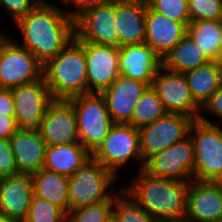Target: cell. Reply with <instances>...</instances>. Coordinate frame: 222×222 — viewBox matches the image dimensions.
<instances>
[{
  "instance_id": "e0dca14e",
  "label": "cell",
  "mask_w": 222,
  "mask_h": 222,
  "mask_svg": "<svg viewBox=\"0 0 222 222\" xmlns=\"http://www.w3.org/2000/svg\"><path fill=\"white\" fill-rule=\"evenodd\" d=\"M148 87L149 85L147 83L119 75L118 78L102 92L106 101L107 110L114 123L127 124L131 120L135 105Z\"/></svg>"
},
{
  "instance_id": "8fae6325",
  "label": "cell",
  "mask_w": 222,
  "mask_h": 222,
  "mask_svg": "<svg viewBox=\"0 0 222 222\" xmlns=\"http://www.w3.org/2000/svg\"><path fill=\"white\" fill-rule=\"evenodd\" d=\"M77 41L120 47L115 19V1L90 8L74 19Z\"/></svg>"
},
{
  "instance_id": "5b68a950",
  "label": "cell",
  "mask_w": 222,
  "mask_h": 222,
  "mask_svg": "<svg viewBox=\"0 0 222 222\" xmlns=\"http://www.w3.org/2000/svg\"><path fill=\"white\" fill-rule=\"evenodd\" d=\"M189 135L194 144L193 180L222 182V125L201 113Z\"/></svg>"
},
{
  "instance_id": "ab89813d",
  "label": "cell",
  "mask_w": 222,
  "mask_h": 222,
  "mask_svg": "<svg viewBox=\"0 0 222 222\" xmlns=\"http://www.w3.org/2000/svg\"><path fill=\"white\" fill-rule=\"evenodd\" d=\"M155 222H189L185 217L178 219H159Z\"/></svg>"
},
{
  "instance_id": "836d02e7",
  "label": "cell",
  "mask_w": 222,
  "mask_h": 222,
  "mask_svg": "<svg viewBox=\"0 0 222 222\" xmlns=\"http://www.w3.org/2000/svg\"><path fill=\"white\" fill-rule=\"evenodd\" d=\"M45 0H0V13H8L15 24L20 18L40 6Z\"/></svg>"
},
{
  "instance_id": "ee69618b",
  "label": "cell",
  "mask_w": 222,
  "mask_h": 222,
  "mask_svg": "<svg viewBox=\"0 0 222 222\" xmlns=\"http://www.w3.org/2000/svg\"><path fill=\"white\" fill-rule=\"evenodd\" d=\"M220 62H222V33L220 37Z\"/></svg>"
},
{
  "instance_id": "cb8c5ba5",
  "label": "cell",
  "mask_w": 222,
  "mask_h": 222,
  "mask_svg": "<svg viewBox=\"0 0 222 222\" xmlns=\"http://www.w3.org/2000/svg\"><path fill=\"white\" fill-rule=\"evenodd\" d=\"M184 75L195 102L202 108L222 85V62L210 60Z\"/></svg>"
},
{
  "instance_id": "f35d334b",
  "label": "cell",
  "mask_w": 222,
  "mask_h": 222,
  "mask_svg": "<svg viewBox=\"0 0 222 222\" xmlns=\"http://www.w3.org/2000/svg\"><path fill=\"white\" fill-rule=\"evenodd\" d=\"M17 130L15 118L0 115V138L10 139Z\"/></svg>"
},
{
  "instance_id": "5bb4252c",
  "label": "cell",
  "mask_w": 222,
  "mask_h": 222,
  "mask_svg": "<svg viewBox=\"0 0 222 222\" xmlns=\"http://www.w3.org/2000/svg\"><path fill=\"white\" fill-rule=\"evenodd\" d=\"M84 48L88 93H102L120 75L119 48L78 41Z\"/></svg>"
},
{
  "instance_id": "4dcf8cb0",
  "label": "cell",
  "mask_w": 222,
  "mask_h": 222,
  "mask_svg": "<svg viewBox=\"0 0 222 222\" xmlns=\"http://www.w3.org/2000/svg\"><path fill=\"white\" fill-rule=\"evenodd\" d=\"M115 199L102 200L69 212L72 222H104L112 213Z\"/></svg>"
},
{
  "instance_id": "8d00e7d4",
  "label": "cell",
  "mask_w": 222,
  "mask_h": 222,
  "mask_svg": "<svg viewBox=\"0 0 222 222\" xmlns=\"http://www.w3.org/2000/svg\"><path fill=\"white\" fill-rule=\"evenodd\" d=\"M210 115L222 120V85L212 94L209 100L201 108V113Z\"/></svg>"
},
{
  "instance_id": "4fadbf2b",
  "label": "cell",
  "mask_w": 222,
  "mask_h": 222,
  "mask_svg": "<svg viewBox=\"0 0 222 222\" xmlns=\"http://www.w3.org/2000/svg\"><path fill=\"white\" fill-rule=\"evenodd\" d=\"M168 113H179L199 120L201 107L195 102L182 73L161 66L151 84Z\"/></svg>"
},
{
  "instance_id": "52a82bcc",
  "label": "cell",
  "mask_w": 222,
  "mask_h": 222,
  "mask_svg": "<svg viewBox=\"0 0 222 222\" xmlns=\"http://www.w3.org/2000/svg\"><path fill=\"white\" fill-rule=\"evenodd\" d=\"M139 130L130 124L115 123L102 143L92 153V157L117 177L127 164L136 161L138 171L144 162L140 153ZM120 169V170H119Z\"/></svg>"
},
{
  "instance_id": "b9f144b4",
  "label": "cell",
  "mask_w": 222,
  "mask_h": 222,
  "mask_svg": "<svg viewBox=\"0 0 222 222\" xmlns=\"http://www.w3.org/2000/svg\"><path fill=\"white\" fill-rule=\"evenodd\" d=\"M104 222H119L117 217L111 213Z\"/></svg>"
},
{
  "instance_id": "7bdbcfd3",
  "label": "cell",
  "mask_w": 222,
  "mask_h": 222,
  "mask_svg": "<svg viewBox=\"0 0 222 222\" xmlns=\"http://www.w3.org/2000/svg\"><path fill=\"white\" fill-rule=\"evenodd\" d=\"M0 222H16L8 217H6L4 214L0 213Z\"/></svg>"
},
{
  "instance_id": "60d3db41",
  "label": "cell",
  "mask_w": 222,
  "mask_h": 222,
  "mask_svg": "<svg viewBox=\"0 0 222 222\" xmlns=\"http://www.w3.org/2000/svg\"><path fill=\"white\" fill-rule=\"evenodd\" d=\"M56 222H72V218L70 217L69 213H66L62 218H60Z\"/></svg>"
},
{
  "instance_id": "3957f363",
  "label": "cell",
  "mask_w": 222,
  "mask_h": 222,
  "mask_svg": "<svg viewBox=\"0 0 222 222\" xmlns=\"http://www.w3.org/2000/svg\"><path fill=\"white\" fill-rule=\"evenodd\" d=\"M42 76L54 100H70L88 93L83 46L73 38L42 68Z\"/></svg>"
},
{
  "instance_id": "277c9868",
  "label": "cell",
  "mask_w": 222,
  "mask_h": 222,
  "mask_svg": "<svg viewBox=\"0 0 222 222\" xmlns=\"http://www.w3.org/2000/svg\"><path fill=\"white\" fill-rule=\"evenodd\" d=\"M118 178L91 157L68 177L69 212L102 200L115 199L123 190L120 186L117 190L114 189L120 181Z\"/></svg>"
},
{
  "instance_id": "f546056e",
  "label": "cell",
  "mask_w": 222,
  "mask_h": 222,
  "mask_svg": "<svg viewBox=\"0 0 222 222\" xmlns=\"http://www.w3.org/2000/svg\"><path fill=\"white\" fill-rule=\"evenodd\" d=\"M65 214L48 200L32 195L28 214L23 222H56Z\"/></svg>"
},
{
  "instance_id": "d6a6232c",
  "label": "cell",
  "mask_w": 222,
  "mask_h": 222,
  "mask_svg": "<svg viewBox=\"0 0 222 222\" xmlns=\"http://www.w3.org/2000/svg\"><path fill=\"white\" fill-rule=\"evenodd\" d=\"M190 22L222 19V0H188Z\"/></svg>"
},
{
  "instance_id": "7c38bea8",
  "label": "cell",
  "mask_w": 222,
  "mask_h": 222,
  "mask_svg": "<svg viewBox=\"0 0 222 222\" xmlns=\"http://www.w3.org/2000/svg\"><path fill=\"white\" fill-rule=\"evenodd\" d=\"M18 129L38 130L49 104L54 100L43 76L11 89Z\"/></svg>"
},
{
  "instance_id": "d4e9b609",
  "label": "cell",
  "mask_w": 222,
  "mask_h": 222,
  "mask_svg": "<svg viewBox=\"0 0 222 222\" xmlns=\"http://www.w3.org/2000/svg\"><path fill=\"white\" fill-rule=\"evenodd\" d=\"M31 178L34 196L46 199L69 213L67 176L42 168Z\"/></svg>"
},
{
  "instance_id": "6da1fadb",
  "label": "cell",
  "mask_w": 222,
  "mask_h": 222,
  "mask_svg": "<svg viewBox=\"0 0 222 222\" xmlns=\"http://www.w3.org/2000/svg\"><path fill=\"white\" fill-rule=\"evenodd\" d=\"M19 45L28 49L44 65L54 58L74 38V20L59 6L45 0L40 6L15 24ZM19 40V42L17 41Z\"/></svg>"
},
{
  "instance_id": "8992f818",
  "label": "cell",
  "mask_w": 222,
  "mask_h": 222,
  "mask_svg": "<svg viewBox=\"0 0 222 222\" xmlns=\"http://www.w3.org/2000/svg\"><path fill=\"white\" fill-rule=\"evenodd\" d=\"M76 115L79 143L91 154L115 124L102 93H87L69 100Z\"/></svg>"
},
{
  "instance_id": "83f0119b",
  "label": "cell",
  "mask_w": 222,
  "mask_h": 222,
  "mask_svg": "<svg viewBox=\"0 0 222 222\" xmlns=\"http://www.w3.org/2000/svg\"><path fill=\"white\" fill-rule=\"evenodd\" d=\"M167 113L156 91L149 86L135 105L131 120L127 124L139 129L150 125Z\"/></svg>"
},
{
  "instance_id": "e575fe53",
  "label": "cell",
  "mask_w": 222,
  "mask_h": 222,
  "mask_svg": "<svg viewBox=\"0 0 222 222\" xmlns=\"http://www.w3.org/2000/svg\"><path fill=\"white\" fill-rule=\"evenodd\" d=\"M18 174L10 139L0 138V176L8 177Z\"/></svg>"
},
{
  "instance_id": "2e32d148",
  "label": "cell",
  "mask_w": 222,
  "mask_h": 222,
  "mask_svg": "<svg viewBox=\"0 0 222 222\" xmlns=\"http://www.w3.org/2000/svg\"><path fill=\"white\" fill-rule=\"evenodd\" d=\"M189 222L222 221V182H189L186 215Z\"/></svg>"
},
{
  "instance_id": "30bf717a",
  "label": "cell",
  "mask_w": 222,
  "mask_h": 222,
  "mask_svg": "<svg viewBox=\"0 0 222 222\" xmlns=\"http://www.w3.org/2000/svg\"><path fill=\"white\" fill-rule=\"evenodd\" d=\"M195 120L179 113H167L150 125L139 128L140 153L143 162L150 156L189 136Z\"/></svg>"
},
{
  "instance_id": "f1b7e54d",
  "label": "cell",
  "mask_w": 222,
  "mask_h": 222,
  "mask_svg": "<svg viewBox=\"0 0 222 222\" xmlns=\"http://www.w3.org/2000/svg\"><path fill=\"white\" fill-rule=\"evenodd\" d=\"M112 213L119 222H155L146 209L138 205L123 190L115 197Z\"/></svg>"
},
{
  "instance_id": "9c48e42d",
  "label": "cell",
  "mask_w": 222,
  "mask_h": 222,
  "mask_svg": "<svg viewBox=\"0 0 222 222\" xmlns=\"http://www.w3.org/2000/svg\"><path fill=\"white\" fill-rule=\"evenodd\" d=\"M193 166L194 144L189 135L150 156L142 170L153 177L190 182L193 180Z\"/></svg>"
},
{
  "instance_id": "ffe728a7",
  "label": "cell",
  "mask_w": 222,
  "mask_h": 222,
  "mask_svg": "<svg viewBox=\"0 0 222 222\" xmlns=\"http://www.w3.org/2000/svg\"><path fill=\"white\" fill-rule=\"evenodd\" d=\"M33 195L31 175L16 174L2 177L0 181V213L16 221L27 217Z\"/></svg>"
},
{
  "instance_id": "7402d4cb",
  "label": "cell",
  "mask_w": 222,
  "mask_h": 222,
  "mask_svg": "<svg viewBox=\"0 0 222 222\" xmlns=\"http://www.w3.org/2000/svg\"><path fill=\"white\" fill-rule=\"evenodd\" d=\"M146 0H115L120 47L145 42Z\"/></svg>"
},
{
  "instance_id": "484cf974",
  "label": "cell",
  "mask_w": 222,
  "mask_h": 222,
  "mask_svg": "<svg viewBox=\"0 0 222 222\" xmlns=\"http://www.w3.org/2000/svg\"><path fill=\"white\" fill-rule=\"evenodd\" d=\"M210 61L193 39L186 35L162 58V66L184 74Z\"/></svg>"
},
{
  "instance_id": "4316f807",
  "label": "cell",
  "mask_w": 222,
  "mask_h": 222,
  "mask_svg": "<svg viewBox=\"0 0 222 222\" xmlns=\"http://www.w3.org/2000/svg\"><path fill=\"white\" fill-rule=\"evenodd\" d=\"M221 33L222 19L194 21L187 26V34L199 45L208 59L219 62Z\"/></svg>"
},
{
  "instance_id": "1f68e13d",
  "label": "cell",
  "mask_w": 222,
  "mask_h": 222,
  "mask_svg": "<svg viewBox=\"0 0 222 222\" xmlns=\"http://www.w3.org/2000/svg\"><path fill=\"white\" fill-rule=\"evenodd\" d=\"M156 12L168 18L182 22L186 27L190 23L188 0H146Z\"/></svg>"
},
{
  "instance_id": "d590c367",
  "label": "cell",
  "mask_w": 222,
  "mask_h": 222,
  "mask_svg": "<svg viewBox=\"0 0 222 222\" xmlns=\"http://www.w3.org/2000/svg\"><path fill=\"white\" fill-rule=\"evenodd\" d=\"M114 1L115 0H61L60 2H63V4L61 5L60 3L59 6L74 20L79 14L90 8Z\"/></svg>"
},
{
  "instance_id": "7a4b0ae2",
  "label": "cell",
  "mask_w": 222,
  "mask_h": 222,
  "mask_svg": "<svg viewBox=\"0 0 222 222\" xmlns=\"http://www.w3.org/2000/svg\"><path fill=\"white\" fill-rule=\"evenodd\" d=\"M132 175L123 191L155 219H178L186 215L189 182L153 177L142 169Z\"/></svg>"
},
{
  "instance_id": "ac0fdd59",
  "label": "cell",
  "mask_w": 222,
  "mask_h": 222,
  "mask_svg": "<svg viewBox=\"0 0 222 222\" xmlns=\"http://www.w3.org/2000/svg\"><path fill=\"white\" fill-rule=\"evenodd\" d=\"M118 65L120 75L151 86L162 59L149 45L132 44L119 47Z\"/></svg>"
},
{
  "instance_id": "d6986e66",
  "label": "cell",
  "mask_w": 222,
  "mask_h": 222,
  "mask_svg": "<svg viewBox=\"0 0 222 222\" xmlns=\"http://www.w3.org/2000/svg\"><path fill=\"white\" fill-rule=\"evenodd\" d=\"M187 33L182 23L154 11L148 4L145 14V44L162 59Z\"/></svg>"
},
{
  "instance_id": "ba28073f",
  "label": "cell",
  "mask_w": 222,
  "mask_h": 222,
  "mask_svg": "<svg viewBox=\"0 0 222 222\" xmlns=\"http://www.w3.org/2000/svg\"><path fill=\"white\" fill-rule=\"evenodd\" d=\"M0 32V88L12 89L42 77L43 65L11 35Z\"/></svg>"
},
{
  "instance_id": "74e56055",
  "label": "cell",
  "mask_w": 222,
  "mask_h": 222,
  "mask_svg": "<svg viewBox=\"0 0 222 222\" xmlns=\"http://www.w3.org/2000/svg\"><path fill=\"white\" fill-rule=\"evenodd\" d=\"M0 115L15 118V106L11 89L0 88Z\"/></svg>"
},
{
  "instance_id": "44dd1931",
  "label": "cell",
  "mask_w": 222,
  "mask_h": 222,
  "mask_svg": "<svg viewBox=\"0 0 222 222\" xmlns=\"http://www.w3.org/2000/svg\"><path fill=\"white\" fill-rule=\"evenodd\" d=\"M10 142L18 174L32 176L43 168L47 146L38 130L18 129Z\"/></svg>"
},
{
  "instance_id": "9a60e30c",
  "label": "cell",
  "mask_w": 222,
  "mask_h": 222,
  "mask_svg": "<svg viewBox=\"0 0 222 222\" xmlns=\"http://www.w3.org/2000/svg\"><path fill=\"white\" fill-rule=\"evenodd\" d=\"M38 131L46 146L79 143L76 115L69 100H53Z\"/></svg>"
},
{
  "instance_id": "603a6c76",
  "label": "cell",
  "mask_w": 222,
  "mask_h": 222,
  "mask_svg": "<svg viewBox=\"0 0 222 222\" xmlns=\"http://www.w3.org/2000/svg\"><path fill=\"white\" fill-rule=\"evenodd\" d=\"M91 157L80 143L47 146L43 168L70 177Z\"/></svg>"
}]
</instances>
